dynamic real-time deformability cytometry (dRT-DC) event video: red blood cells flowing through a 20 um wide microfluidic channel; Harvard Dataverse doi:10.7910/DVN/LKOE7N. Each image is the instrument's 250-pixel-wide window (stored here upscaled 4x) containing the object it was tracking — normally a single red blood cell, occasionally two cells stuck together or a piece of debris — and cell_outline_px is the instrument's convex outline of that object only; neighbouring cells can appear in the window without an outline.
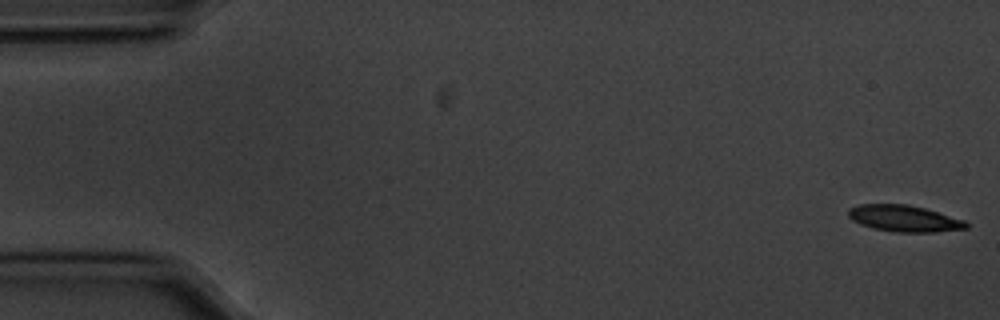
{"species": "common noctule bat (a hibernating species)", "species_latin": "Nyctalus noctula", "temperature_condition": "cold", "stored_images_in_passage": 11, "camera_frame_rate_fps": 3000, "um_per_image_px": 0.085, "animal": {"sex": "male", "body_mass_g": 20.1, "forearm_length_mm": 53.5}, "frame": {"image": 1, "passage_image": 1, "time_ms": 0.0, "image_size_px": [1000, 320], "cell_outline_px": [[968, 228], [936, 232], [896, 232], [872, 228], [860, 224], [852, 220], [848, 216], [848, 208], [860, 204], [908, 204], [924, 208], [964, 220], [968, 224]], "centroid_in_image_um": [76.83, 18.57], "position_along_channel_um": 8.2, "area_um2": 18.15}}